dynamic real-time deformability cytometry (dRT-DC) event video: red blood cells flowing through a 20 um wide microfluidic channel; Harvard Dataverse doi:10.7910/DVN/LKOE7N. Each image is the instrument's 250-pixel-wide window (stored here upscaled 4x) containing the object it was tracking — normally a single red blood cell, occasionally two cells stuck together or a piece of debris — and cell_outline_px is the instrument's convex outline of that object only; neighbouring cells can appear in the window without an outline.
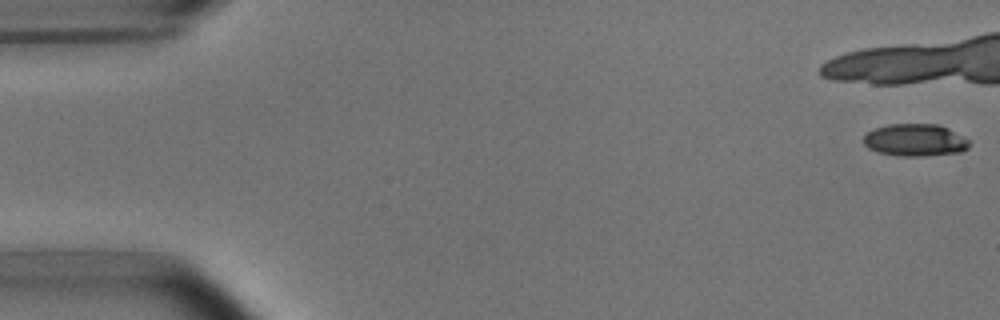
{"species": "common noctule bat (a hibernating species)", "species_latin": "Nyctalus noctula", "temperature_condition": "room temperature", "stored_images_in_passage": 5, "camera_frame_rate_fps": 3000, "um_per_image_px": 0.085, "animal": {"sex": "male", "body_mass_g": 15.6}, "frame": {"image": 1, "passage_image": 1, "time_ms": 0.0, "image_size_px": [1000, 320], "cell_outline_px": [[968, 148], [960, 152], [924, 156], [900, 156], [880, 152], [868, 148], [864, 144], [864, 136], [868, 132], [876, 128], [888, 124], [936, 124], [948, 128], [968, 140]], "centroid_in_image_um": [77.77, 11.91], "position_along_channel_um": 7.2, "area_um2": 19.65}}